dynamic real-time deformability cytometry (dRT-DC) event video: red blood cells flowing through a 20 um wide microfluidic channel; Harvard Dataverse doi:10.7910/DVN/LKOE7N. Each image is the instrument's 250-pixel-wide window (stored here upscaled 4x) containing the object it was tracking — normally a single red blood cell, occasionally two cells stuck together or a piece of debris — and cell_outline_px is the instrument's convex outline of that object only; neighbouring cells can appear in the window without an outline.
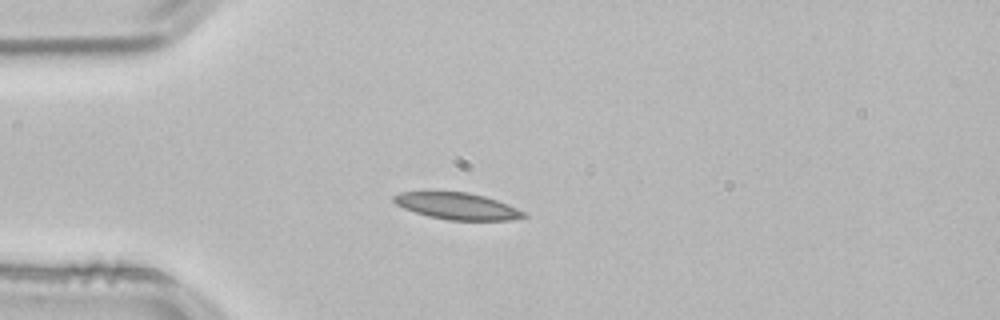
{"species": "common noctule bat (a hibernating species)", "species_latin": "Nyctalus noctula", "temperature_condition": "room temperature", "stored_images_in_passage": 40, "camera_frame_rate_fps": 3000, "um_per_image_px": 0.085, "animal": {"sex": "male", "body_mass_g": 21.5, "forearm_length_mm": 52.0}, "frame": {"image": 1, "passage_image": 1, "time_ms": 0.0, "image_size_px": [1000, 320], "cell_outline_px": [[528, 216], [512, 220], [448, 220], [428, 216], [404, 208], [396, 204], [392, 200], [392, 196], [400, 192], [428, 188], [468, 192], [484, 196], [508, 204], [524, 212]], "centroid_in_image_um": [38.76, 17.46], "position_along_channel_um": 46.2, "area_um2": 21.04}}
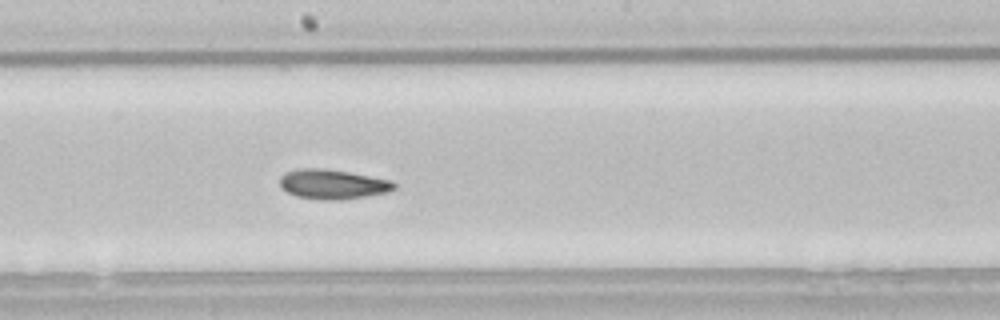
{"frame": {"image": 2, "passage_image": 16, "time_ms": 5.0, "image_size_px": [1000, 320], "cell_outline_px": [[396, 188], [388, 192], [340, 200], [324, 200], [296, 196], [280, 188], [280, 176], [284, 172], [296, 168], [324, 168], [348, 172], [392, 180], [396, 184]], "centroid_in_image_um": [28.24, 15.65], "position_along_channel_um": 220.0, "area_um2": 19.88}}
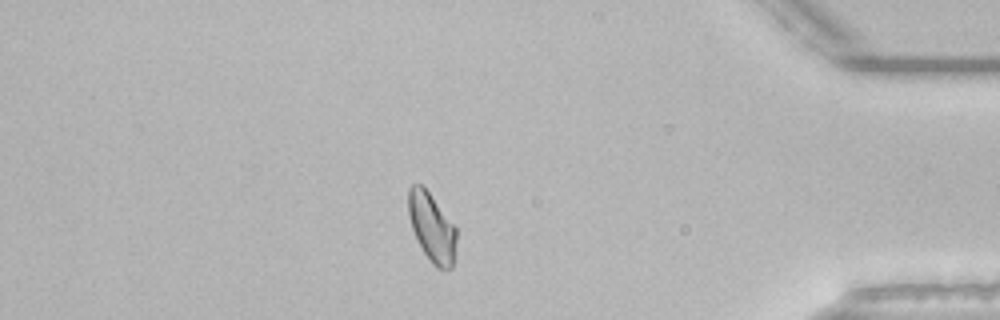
{"frame": {"image": 3, "passage_image": 33, "time_ms": 10.667, "image_size_px": [1000, 320], "cell_outline_px": [[456, 240], [452, 268], [444, 272], [436, 268], [432, 264], [424, 252], [412, 228], [408, 216], [408, 188], [412, 184], [424, 184], [456, 228]], "centroid_in_image_um": [36.7, 19.31], "position_along_channel_um": 398.5, "area_um2": 19.42}, "authors_computed_cell_mechanics": {"area_um2": 19.5942, "velocity_mm_per_s": 3.8201, "shape_relaxation_time_tau1_ms": null, "shape_relaxation_time_tau2_ms": 4.1288, "deformation_change_tau1": null, "deformation_change_tau2": 0.0924}}